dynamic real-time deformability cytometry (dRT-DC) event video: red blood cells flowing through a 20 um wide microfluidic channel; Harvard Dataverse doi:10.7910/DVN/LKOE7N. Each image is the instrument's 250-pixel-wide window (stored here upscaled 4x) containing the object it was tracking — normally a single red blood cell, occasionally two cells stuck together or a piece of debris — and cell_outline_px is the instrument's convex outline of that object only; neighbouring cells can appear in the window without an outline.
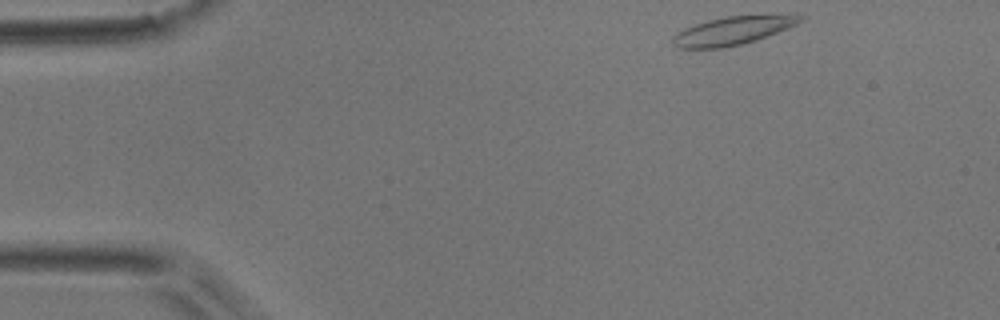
{"species": "common noctule bat (a hibernating species)", "species_latin": "Nyctalus noctula", "temperature_condition": "room temperature", "stored_images_in_passage": 46, "camera_frame_rate_fps": 3000, "um_per_image_px": 0.085, "animal": {"sex": "male", "body_mass_g": 17.9}, "frame": {"image": 1, "passage_image": 1, "time_ms": 0.0, "image_size_px": [1000, 320], "cell_outline_px": [[804, 20], [796, 24], [768, 36], [756, 40], [740, 44], [720, 48], [676, 48], [672, 44], [672, 40], [684, 28], [708, 20], [728, 16], [796, 12], [804, 16]], "centroid_in_image_um": [62.42, 2.56], "position_along_channel_um": 22.6, "area_um2": 21.33}}
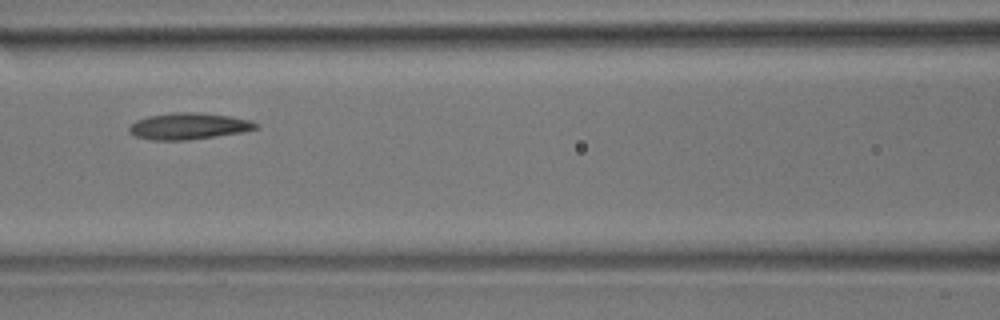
{"frame": {"image": 2, "passage_image": 17, "time_ms": 5.333, "image_size_px": [1000, 320], "cell_outline_px": [[260, 128], [244, 132], [188, 140], [152, 140], [136, 136], [128, 132], [128, 128], [136, 120], [148, 116], [176, 112], [200, 112], [228, 116], [248, 120], [260, 124]], "centroid_in_image_um": [16.05, 10.72], "position_along_channel_um": 150.5, "area_um2": 19.59}}
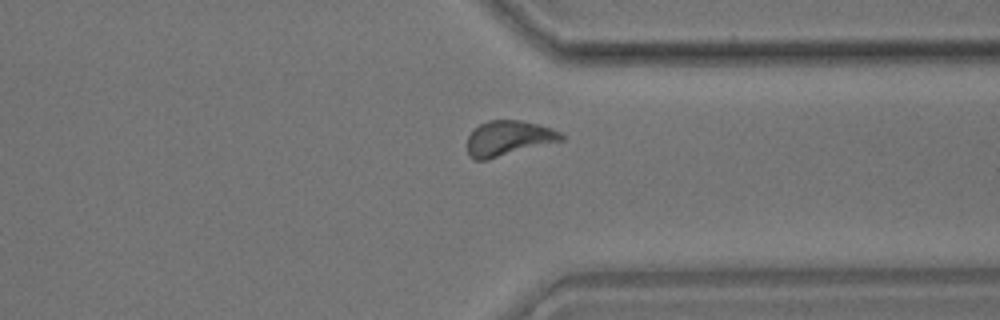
{"frame": {"image": 3, "passage_image": 34, "time_ms": 11.0, "image_size_px": [1000, 320], "cell_outline_px": [[564, 140], [488, 160], [472, 160], [468, 156], [468, 136], [480, 124], [488, 120], [520, 120], [540, 124], [552, 128], [560, 132], [564, 136]], "centroid_in_image_um": [43.23, 11.76], "position_along_channel_um": 368.2, "area_um2": 19.42}, "authors_computed_cell_mechanics": {"area_um2": 19.1318, "velocity_mm_per_s": 3.8595, "shape_relaxation_time_tau1_ms": 4.0529, "shape_relaxation_time_tau2_ms": 5.8948, "deformation_change_tau1": 0.1293, "deformation_change_tau2": 0.111}}